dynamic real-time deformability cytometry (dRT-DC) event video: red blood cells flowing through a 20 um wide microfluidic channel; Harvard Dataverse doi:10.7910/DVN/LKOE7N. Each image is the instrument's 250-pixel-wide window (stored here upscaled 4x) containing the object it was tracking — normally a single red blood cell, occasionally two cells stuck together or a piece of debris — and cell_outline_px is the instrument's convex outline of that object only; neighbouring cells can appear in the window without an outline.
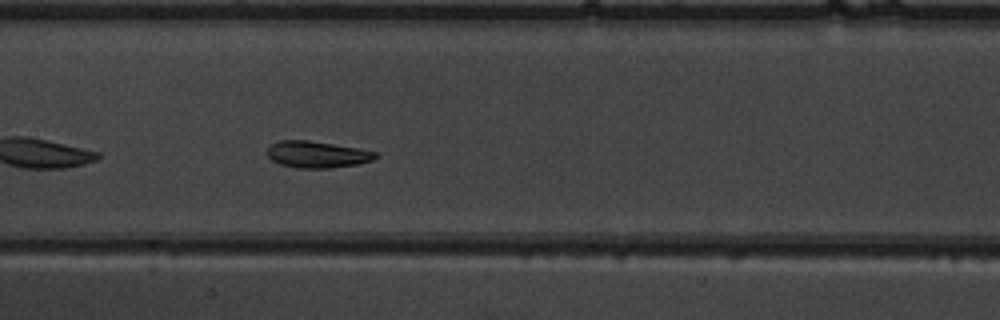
{"species": "common noctule bat (a hibernating species)", "species_latin": "Nyctalus noctula", "temperature_condition": "warm", "stored_images_in_passage": 36, "camera_frame_rate_fps": 3000, "um_per_image_px": 0.085, "animal": {"sex": "male", "body_mass_g": 19.5, "forearm_length_mm": 54.6}, "frame": {"image": 1, "passage_image": 10, "time_ms": 3.0, "image_size_px": [1000, 320], "cell_outline_px": [[376, 156], [372, 160], [356, 164], [328, 168], [296, 168], [280, 164], [272, 160], [268, 156], [268, 148], [272, 144], [280, 140], [308, 140], [356, 148], [376, 152]], "centroid_in_image_um": [26.9, 13.13], "position_along_channel_um": 180.5, "area_um2": 16.47}}
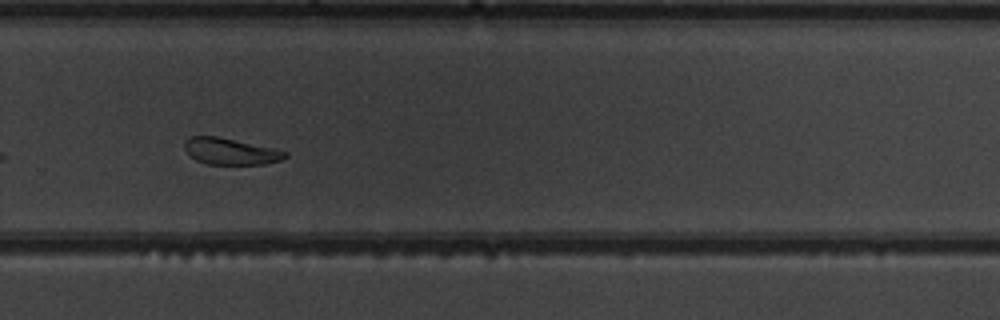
{"frame": {"image": 2, "passage_image": 20, "time_ms": 6.333, "image_size_px": [1000, 320], "cell_outline_px": [[288, 156], [280, 160], [264, 164], [208, 164], [196, 160], [184, 148], [184, 140], [192, 136], [216, 136], [272, 148], [288, 152]], "centroid_in_image_um": [19.58, 12.87], "position_along_channel_um": 310.2, "area_um2": 15.26}}
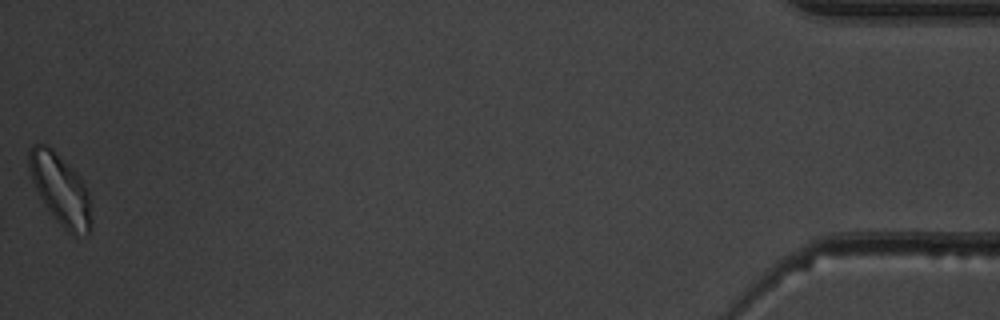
{"frame": {"image": 3, "passage_image": 36, "time_ms": 11.667, "image_size_px": [1000, 320], "cell_outline_px": [[92, 228], [88, 236], [68, 232], [56, 220], [40, 196], [32, 180], [28, 168], [28, 148], [32, 144], [44, 144], [52, 148], [80, 176], [88, 192], [92, 220]], "centroid_in_image_um": [5.14, 16.08], "position_along_channel_um": 430.1, "area_um2": 25.55}, "authors_computed_cell_mechanics": {"area_um2": 16.9065, "velocity_mm_per_s": 3.9044, "shape_relaxation_time_tau1_ms": 2.5871, "shape_relaxation_time_tau2_ms": 2.5878, "deformation_change_tau1": 0.0916, "deformation_change_tau2": 0.0518}}